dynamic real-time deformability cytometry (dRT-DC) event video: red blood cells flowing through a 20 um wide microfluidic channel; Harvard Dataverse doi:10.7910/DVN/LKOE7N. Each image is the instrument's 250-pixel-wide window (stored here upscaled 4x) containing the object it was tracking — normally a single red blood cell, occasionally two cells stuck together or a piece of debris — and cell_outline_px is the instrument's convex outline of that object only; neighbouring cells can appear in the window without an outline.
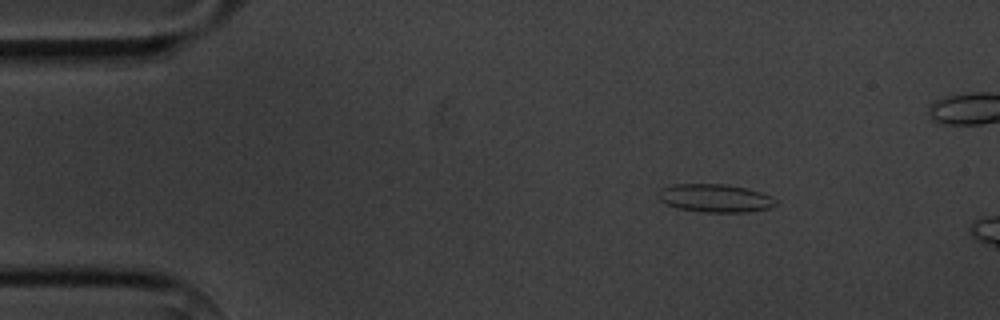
{"species": "common noctule bat (a hibernating species)", "species_latin": "Nyctalus noctula", "temperature_condition": "cold", "stored_images_in_passage": 3, "camera_frame_rate_fps": 3000, "um_per_image_px": 0.085, "animal": {"sex": "male", "body_mass_g": 20.1, "forearm_length_mm": 53.5}, "frame": {"image": 1, "passage_image": 1, "time_ms": 0.0, "image_size_px": [1000, 320], "cell_outline_px": [[780, 204], [768, 208], [748, 212], [704, 212], [676, 208], [660, 200], [660, 188], [672, 184], [724, 184], [744, 188], [760, 192], [776, 200]], "centroid_in_image_um": [60.78, 16.85], "position_along_channel_um": 24.2, "area_um2": 19.07}}